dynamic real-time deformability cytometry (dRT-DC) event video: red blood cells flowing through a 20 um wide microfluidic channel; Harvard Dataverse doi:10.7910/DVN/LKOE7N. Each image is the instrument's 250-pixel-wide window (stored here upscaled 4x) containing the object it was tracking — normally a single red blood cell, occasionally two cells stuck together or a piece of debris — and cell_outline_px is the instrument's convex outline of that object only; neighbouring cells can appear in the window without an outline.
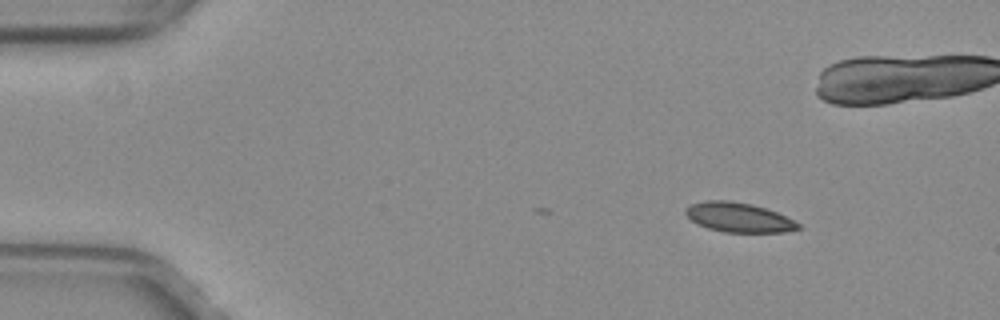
{"species": "common noctule bat (a hibernating species)", "species_latin": "Nyctalus noctula", "temperature_condition": "warm", "stored_images_in_passage": 37, "camera_frame_rate_fps": 3000, "um_per_image_px": 0.085, "animal": {"sex": "female", "body_mass_g": 29.2, "forearm_length_mm": 56.3}, "frame": {"image": 1, "passage_image": 1, "time_ms": 0.0, "image_size_px": [1000, 320], "cell_outline_px": [[800, 228], [784, 232], [724, 232], [708, 228], [696, 224], [684, 212], [684, 208], [692, 204], [704, 200], [728, 200], [752, 204], [776, 212], [800, 224]], "centroid_in_image_um": [62.74, 18.47], "position_along_channel_um": 22.3, "area_um2": 19.25}}
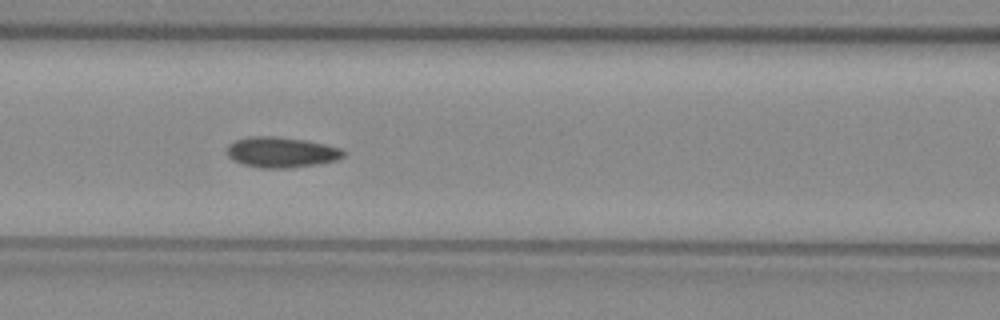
{"frame": {"image": 2, "passage_image": 17, "time_ms": 5.333, "image_size_px": [1000, 320], "cell_outline_px": [[348, 152], [344, 156], [336, 160], [316, 164], [288, 168], [260, 168], [244, 164], [232, 160], [228, 156], [228, 144], [236, 140], [248, 136], [276, 136], [308, 140], [344, 148]], "centroid_in_image_um": [23.96, 12.93], "position_along_channel_um": 142.6, "area_um2": 20.98}}
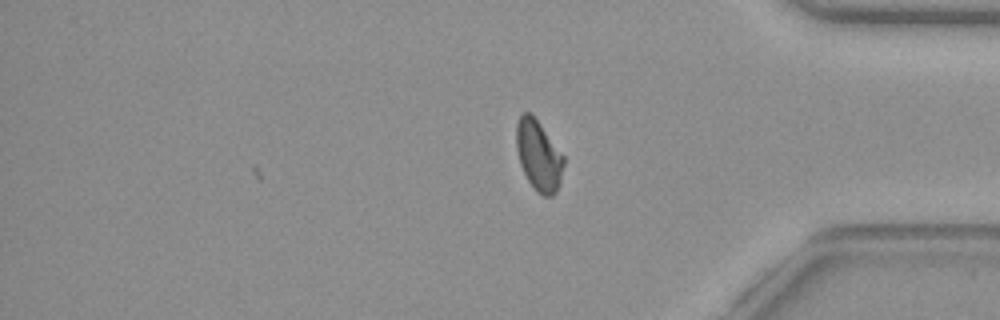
{"frame": {"image": 3, "passage_image": 37, "time_ms": 12.0, "image_size_px": [1000, 320], "cell_outline_px": [[564, 164], [560, 184], [556, 192], [552, 196], [544, 196], [536, 192], [528, 180], [520, 164], [516, 148], [516, 124], [520, 116], [524, 112], [532, 112], [564, 156]], "centroid_in_image_um": [45.78, 13.21], "position_along_channel_um": 389.4, "area_um2": 19.59}, "authors_computed_cell_mechanics": {"area_um2": 20.0566, "velocity_mm_per_s": 3.9839, "shape_relaxation_time_tau1_ms": 9.7699, "shape_relaxation_time_tau2_ms": 1.5746, "deformation_change_tau1": 0.1522, "deformation_change_tau2": 0.0666}}